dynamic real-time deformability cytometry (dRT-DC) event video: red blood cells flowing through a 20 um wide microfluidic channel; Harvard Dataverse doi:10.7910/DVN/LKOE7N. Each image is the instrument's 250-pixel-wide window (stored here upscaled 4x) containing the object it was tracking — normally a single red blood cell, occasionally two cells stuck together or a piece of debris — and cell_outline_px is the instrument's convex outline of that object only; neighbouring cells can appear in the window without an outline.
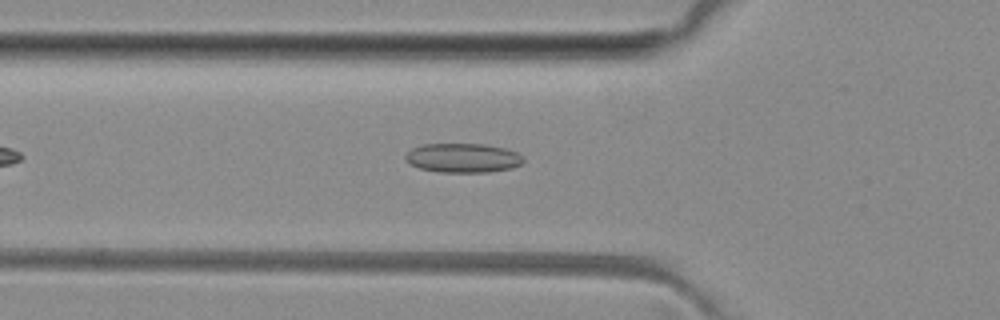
{"species": "common noctule bat (a hibernating species)", "species_latin": "Nyctalus noctula", "temperature_condition": "room temperature", "stored_images_in_passage": 30, "camera_frame_rate_fps": 3000, "um_per_image_px": 0.085, "animal": {"sex": "female", "body_mass_g": 29.2, "forearm_length_mm": 56.3}, "frame": {"image": 1, "passage_image": 5, "time_ms": 1.333, "image_size_px": [1000, 320], "cell_outline_px": [[524, 160], [520, 164], [512, 168], [488, 172], [436, 172], [420, 168], [412, 164], [404, 156], [412, 148], [424, 144], [484, 144], [504, 148], [516, 152]], "centroid_in_image_um": [39.34, 13.42], "position_along_channel_um": 86.5, "area_um2": 19.88}}
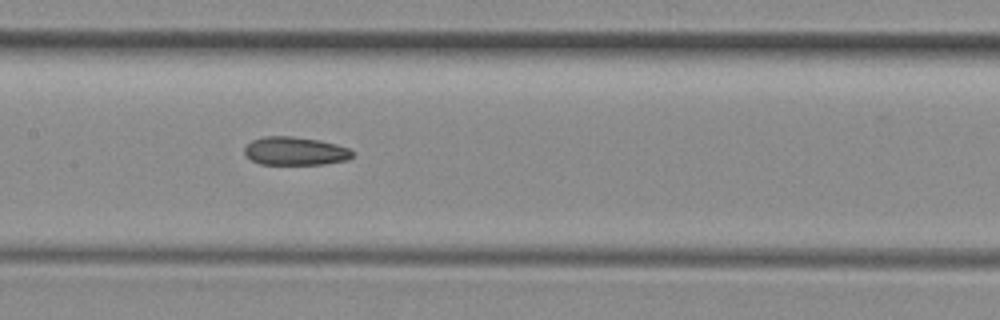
{"frame": {"image": 2, "passage_image": 12, "time_ms": 3.667, "image_size_px": [1000, 320], "cell_outline_px": [[352, 156], [348, 160], [324, 164], [260, 164], [244, 156], [244, 148], [252, 140], [264, 136], [292, 136], [320, 140], [336, 144], [348, 148], [352, 152]], "centroid_in_image_um": [25.06, 12.84], "position_along_channel_um": 182.3, "area_um2": 17.86}}
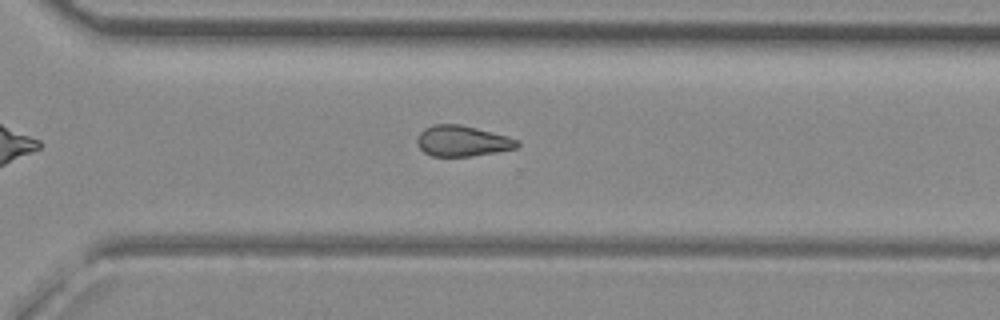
{"frame": {"image": 3, "passage_image": 23, "time_ms": 7.333, "image_size_px": [1000, 320], "cell_outline_px": [[520, 144], [516, 148], [496, 152], [472, 156], [432, 156], [424, 152], [416, 144], [416, 140], [420, 132], [424, 128], [436, 124], [460, 124], [508, 136], [516, 140]], "centroid_in_image_um": [39.27, 11.98], "position_along_channel_um": 331.3, "area_um2": 17.86}, "authors_computed_cell_mechanics": {"area_um2": 17.9758, "velocity_mm_per_s": 4.0819, "shape_relaxation_time_tau1_ms": null, "shape_relaxation_time_tau2_ms": 6.1975, "deformation_change_tau1": null, "deformation_change_tau2": 0.1397}}